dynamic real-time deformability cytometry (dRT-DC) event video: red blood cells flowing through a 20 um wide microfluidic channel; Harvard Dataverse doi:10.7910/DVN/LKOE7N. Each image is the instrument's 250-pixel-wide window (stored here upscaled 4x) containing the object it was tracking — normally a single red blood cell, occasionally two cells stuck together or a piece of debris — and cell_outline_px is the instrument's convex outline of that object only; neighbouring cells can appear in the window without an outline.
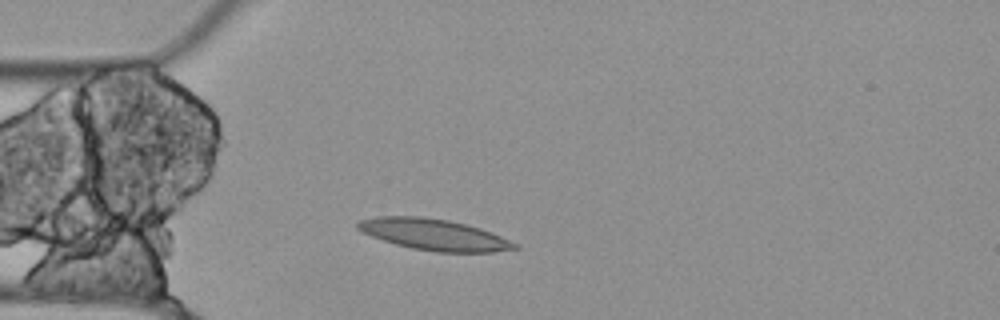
{"species": "Egyptian fruit bat (a non-hibernating species)", "species_latin": "Rousettus aegyptiacus", "temperature_condition": "cold", "stored_images_in_passage": 42, "camera_frame_rate_fps": 3000, "um_per_image_px": 0.085, "animal": {"sex": "female"}, "frame": {"image": 1, "passage_image": 1, "time_ms": 0.0, "image_size_px": [1000, 320], "cell_outline_px": [[520, 248], [492, 252], [436, 252], [412, 248], [396, 244], [372, 236], [356, 228], [356, 224], [360, 220], [376, 216], [420, 216], [448, 220], [480, 228], [520, 244]], "centroid_in_image_um": [36.91, 19.94], "position_along_channel_um": 48.1, "area_um2": 28.38}}
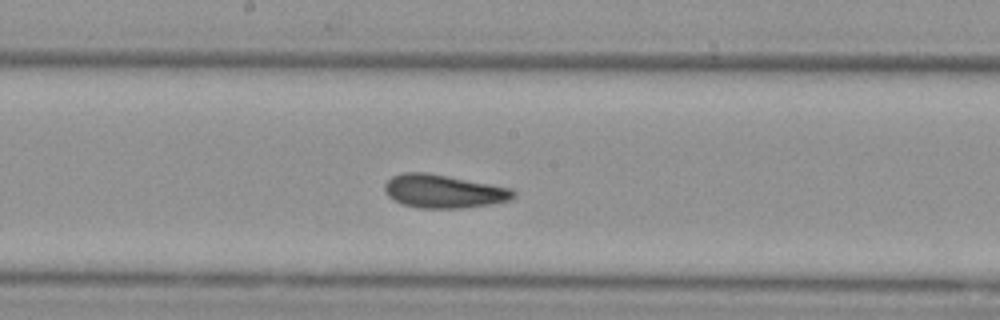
{"frame": {"image": 2, "passage_image": 15, "time_ms": 4.667, "image_size_px": [1000, 320], "cell_outline_px": [[516, 196], [512, 200], [492, 204], [464, 208], [416, 208], [400, 204], [392, 200], [384, 192], [384, 184], [392, 176], [404, 172], [428, 172], [512, 188], [516, 192]], "centroid_in_image_um": [37.7, 16.27], "position_along_channel_um": 210.5, "area_um2": 25.49}}
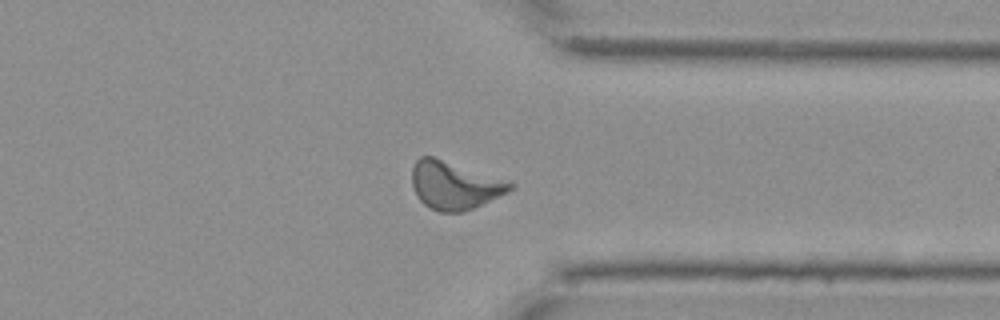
{"frame": {"image": 3, "passage_image": 29, "time_ms": 9.333, "image_size_px": [1000, 320], "cell_outline_px": [[516, 184], [508, 192], [464, 212], [440, 212], [428, 208], [416, 196], [412, 184], [412, 168], [416, 160], [420, 156], [432, 156], [508, 180]], "centroid_in_image_um": [38.62, 15.75], "position_along_channel_um": 372.8, "area_um2": 27.46}, "authors_computed_cell_mechanics": {"area_um2": 25.6054, "velocity_mm_per_s": 3.5237, "shape_relaxation_time_tau1_ms": null, "shape_relaxation_time_tau2_ms": 5.8797, "deformation_change_tau1": null, "deformation_change_tau2": 0.1189}}